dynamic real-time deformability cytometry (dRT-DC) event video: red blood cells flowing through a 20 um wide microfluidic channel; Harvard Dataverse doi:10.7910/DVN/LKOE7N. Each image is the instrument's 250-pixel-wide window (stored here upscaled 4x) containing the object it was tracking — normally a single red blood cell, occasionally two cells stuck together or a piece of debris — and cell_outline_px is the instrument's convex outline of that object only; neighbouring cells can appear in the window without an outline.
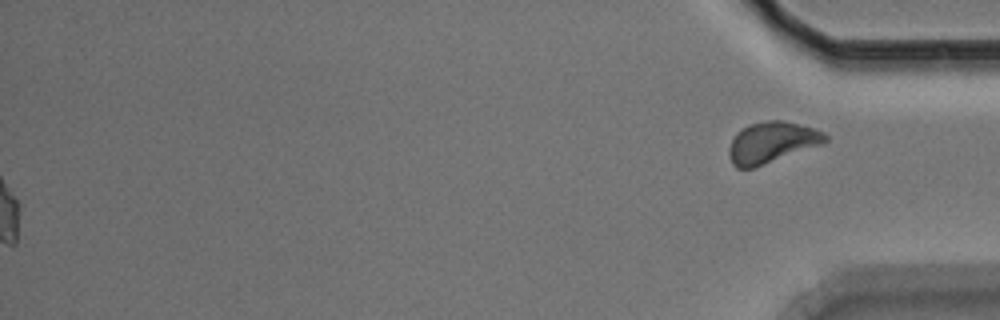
{"species": "Egyptian fruit bat (a non-hibernating species)", "species_latin": "Rousettus aegyptiacus", "temperature_condition": "room temperature", "stored_images_in_passage": 44, "segment_of_instrument_passage": [2, 2], "camera_frame_rate_fps": 3000, "um_per_image_px": 0.085, "animal": {"sex": "male"}, "frame": {"image": 1, "passage_image": 44, "time_ms": 14.333, "image_size_px": [1000, 320], "cell_outline_px": [[828, 140], [824, 144], [752, 168], [736, 168], [732, 164], [728, 156], [728, 148], [736, 132], [748, 124], [764, 120], [780, 120], [800, 124], [816, 128], [824, 132], [828, 136]], "centroid_in_image_um": [65.6, 12.09], "position_along_channel_um": 369.6, "area_um2": 23.35}}